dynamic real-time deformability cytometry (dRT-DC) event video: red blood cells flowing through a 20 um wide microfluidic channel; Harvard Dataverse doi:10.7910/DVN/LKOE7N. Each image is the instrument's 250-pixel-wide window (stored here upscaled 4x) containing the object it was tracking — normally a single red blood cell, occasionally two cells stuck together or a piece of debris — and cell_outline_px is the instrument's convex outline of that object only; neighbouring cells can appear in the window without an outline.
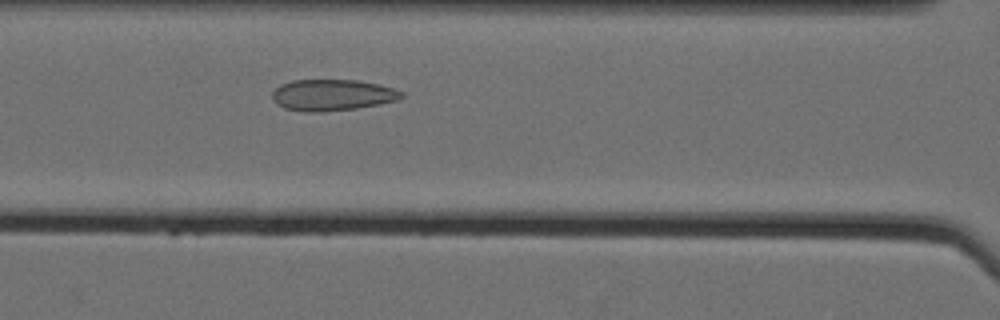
{"species": "Egyptian fruit bat (a non-hibernating species)", "species_latin": "Rousettus aegyptiacus", "temperature_condition": "cold", "stored_images_in_passage": 40, "camera_frame_rate_fps": 3000, "um_per_image_px": 0.085, "animal": {"sex": "female"}, "frame": {"image": 1, "passage_image": 15, "time_ms": 4.667, "image_size_px": [1000, 320], "cell_outline_px": [[404, 96], [396, 100], [380, 104], [356, 108], [320, 112], [304, 112], [284, 108], [276, 104], [272, 100], [272, 92], [280, 84], [292, 80], [360, 80], [380, 84], [404, 92]], "centroid_in_image_um": [28.22, 8.07], "position_along_channel_um": 138.4, "area_um2": 23.76}}
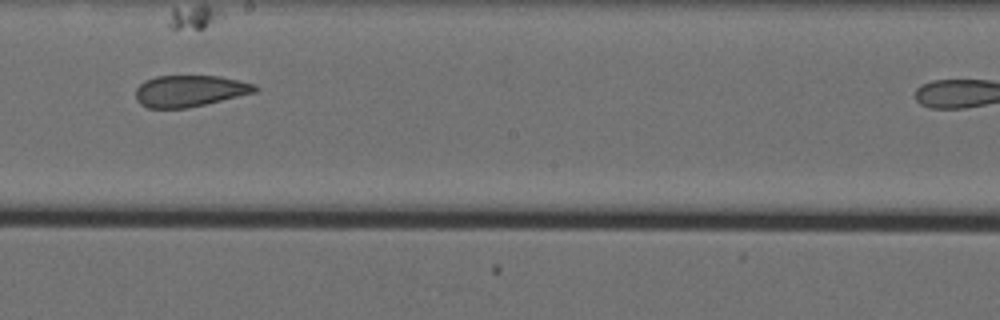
{"frame": {"image": 2, "passage_image": 23, "time_ms": 7.333, "image_size_px": [1000, 320], "cell_outline_px": [[256, 92], [188, 108], [148, 108], [140, 104], [136, 100], [136, 88], [144, 80], [156, 76], [220, 76], [256, 84]], "centroid_in_image_um": [16.09, 7.73], "position_along_channel_um": 232.1, "area_um2": 21.85}}
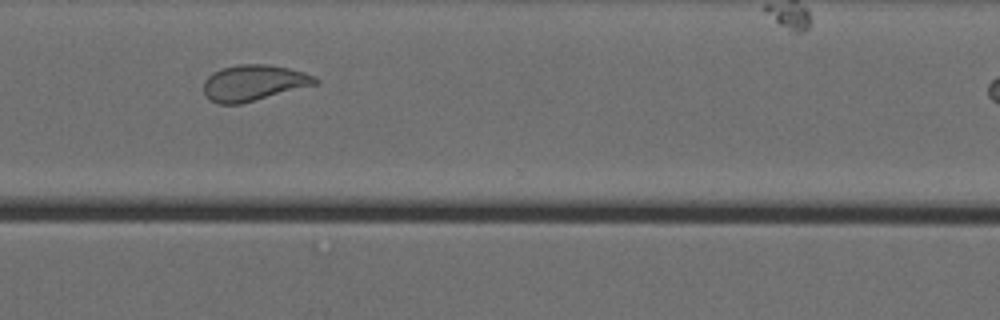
{"frame": {"image": 3, "passage_image": 33, "time_ms": 10.667, "image_size_px": [1000, 320], "cell_outline_px": [[320, 80], [316, 84], [240, 104], [216, 104], [208, 100], [204, 92], [204, 80], [212, 72], [224, 68], [240, 64], [268, 64], [288, 68], [304, 72], [316, 76]], "centroid_in_image_um": [21.54, 7.04], "position_along_channel_um": 349.1, "area_um2": 23.35}}